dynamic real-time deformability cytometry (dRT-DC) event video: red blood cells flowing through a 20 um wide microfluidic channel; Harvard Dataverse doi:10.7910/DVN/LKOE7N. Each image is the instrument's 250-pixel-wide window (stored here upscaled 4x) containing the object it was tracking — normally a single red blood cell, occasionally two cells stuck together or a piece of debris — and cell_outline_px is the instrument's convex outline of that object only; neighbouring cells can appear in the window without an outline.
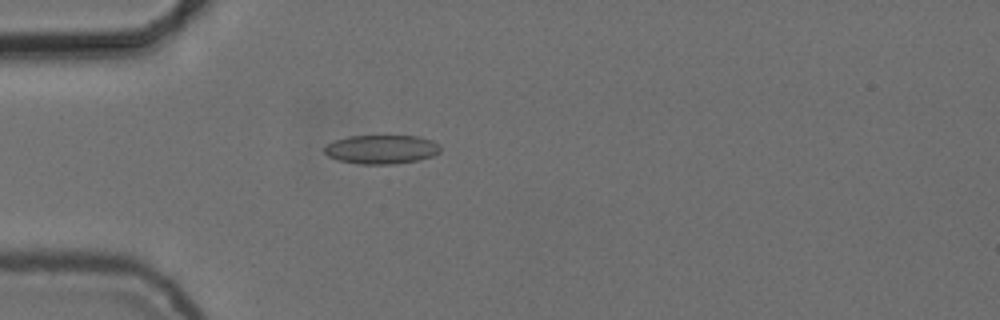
{"species": "common noctule bat (a hibernating species)", "species_latin": "Nyctalus noctula", "temperature_condition": "cold", "stored_images_in_passage": 44, "camera_frame_rate_fps": 3000, "um_per_image_px": 0.085, "animal": {"sex": "female", "body_mass_g": 24.6, "forearm_length_mm": 56.2}, "frame": {"image": 1, "passage_image": 5, "time_ms": 1.333, "image_size_px": [1000, 320], "cell_outline_px": [[440, 152], [432, 156], [416, 160], [396, 164], [360, 164], [336, 160], [328, 156], [324, 152], [324, 148], [328, 144], [336, 140], [348, 136], [416, 136], [432, 140], [440, 148]], "centroid_in_image_um": [32.4, 12.7], "position_along_channel_um": 52.6, "area_um2": 19.42}}
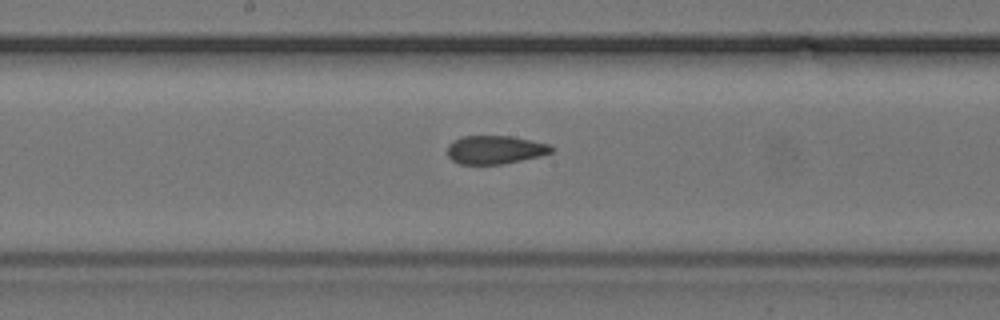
{"frame": {"image": 2, "passage_image": 18, "time_ms": 5.667, "image_size_px": [1000, 320], "cell_outline_px": [[556, 148], [552, 152], [540, 156], [500, 164], [460, 164], [452, 160], [448, 156], [448, 144], [464, 136], [512, 136], [548, 144]], "centroid_in_image_um": [42.09, 12.73], "position_along_channel_um": 206.1, "area_um2": 17.05}}
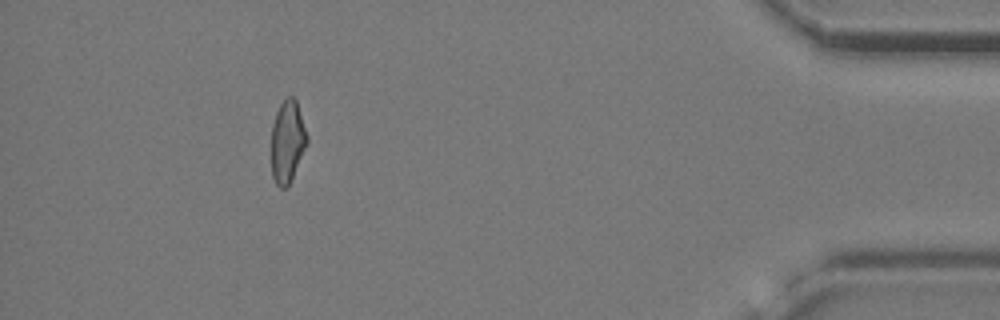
{"frame": {"image": 3, "passage_image": 39, "time_ms": 12.667, "image_size_px": [1000, 320], "cell_outline_px": [[308, 144], [288, 188], [280, 188], [276, 184], [272, 176], [272, 124], [276, 112], [280, 104], [288, 96], [292, 96], [296, 100], [308, 136]], "centroid_in_image_um": [24.45, 12.06], "position_along_channel_um": 410.8, "area_um2": 17.28}, "authors_computed_cell_mechanics": {"area_um2": 18.0336, "velocity_mm_per_s": 3.7533, "shape_relaxation_time_tau1_ms": null, "shape_relaxation_time_tau2_ms": 1.6483, "deformation_change_tau1": null, "deformation_change_tau2": 0.0728}}